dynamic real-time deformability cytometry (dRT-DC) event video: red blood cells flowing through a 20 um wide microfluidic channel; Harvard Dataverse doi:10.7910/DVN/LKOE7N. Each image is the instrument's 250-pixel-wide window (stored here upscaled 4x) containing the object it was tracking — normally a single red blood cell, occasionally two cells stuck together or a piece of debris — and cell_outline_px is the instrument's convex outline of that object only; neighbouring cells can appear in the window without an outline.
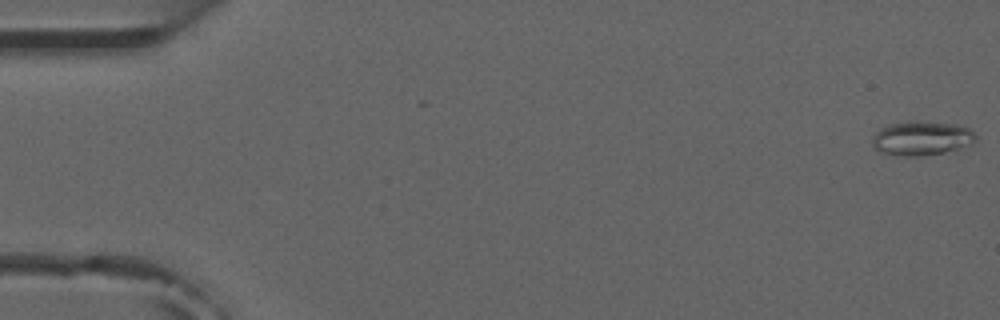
{"species": "common noctule bat (a hibernating species)", "species_latin": "Nyctalus noctula", "temperature_condition": "room temperature", "stored_images_in_passage": 6, "camera_frame_rate_fps": 3000, "um_per_image_px": 0.085, "animal": {"sex": "male", "forearm_length_mm": 52.5}, "frame": {"image": 1, "passage_image": 1, "time_ms": 0.0, "image_size_px": [1000, 320], "cell_outline_px": [[976, 140], [972, 144], [956, 152], [920, 156], [904, 156], [884, 152], [872, 148], [872, 136], [880, 128], [888, 124], [916, 120], [956, 124], [968, 128], [976, 136]], "centroid_in_image_um": [78.37, 11.76], "position_along_channel_um": 6.6, "area_um2": 21.15}}
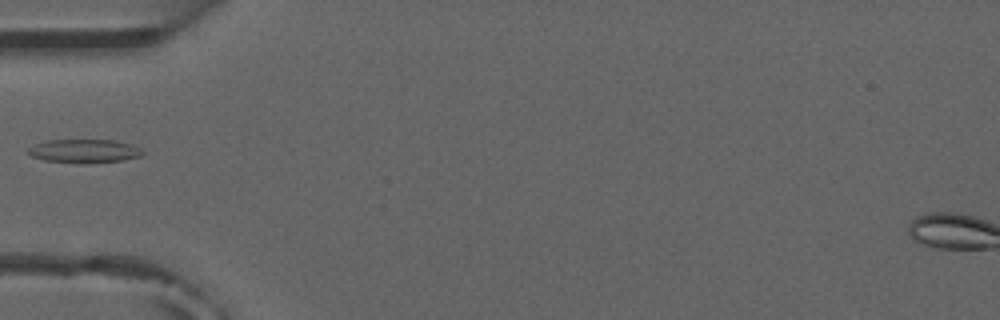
{"frame": {"image": 2, "passage_image": 6, "time_ms": 5.667, "image_size_px": [1000, 320], "cell_outline_px": [[144, 152], [140, 156], [124, 160], [44, 160], [32, 156], [28, 152], [28, 148], [44, 140], [116, 140], [140, 148]], "centroid_in_image_um": [7.16, 12.77], "position_along_channel_um": 77.8, "area_um2": 14.57}}